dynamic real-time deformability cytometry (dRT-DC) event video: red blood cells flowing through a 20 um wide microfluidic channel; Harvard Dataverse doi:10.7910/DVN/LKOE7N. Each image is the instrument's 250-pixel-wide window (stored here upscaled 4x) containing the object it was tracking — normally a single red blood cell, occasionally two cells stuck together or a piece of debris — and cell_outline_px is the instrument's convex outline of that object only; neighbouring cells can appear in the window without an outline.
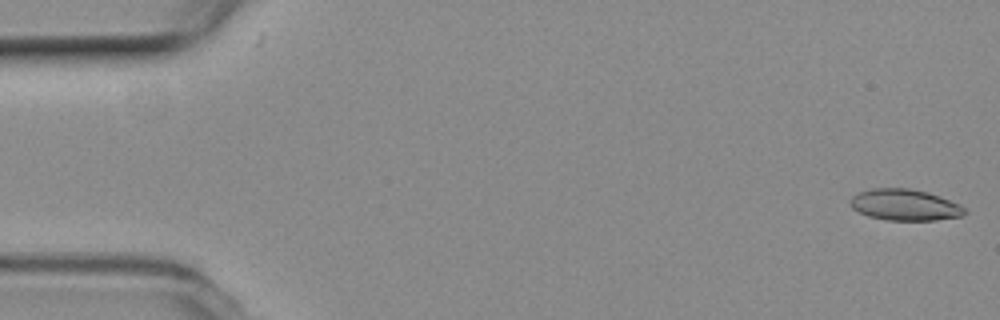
{"species": "common noctule bat (a hibernating species)", "species_latin": "Nyctalus noctula", "temperature_condition": "room temperature", "stored_images_in_passage": 2, "camera_frame_rate_fps": 3000, "um_per_image_px": 0.085, "animal": {"sex": "female", "body_mass_g": 19.3, "forearm_length_mm": 54.1}, "frame": {"image": 1, "passage_image": 2, "time_ms": 0.333, "image_size_px": [1000, 320], "cell_outline_px": [[968, 212], [960, 216], [936, 220], [888, 220], [868, 216], [852, 208], [852, 196], [860, 192], [872, 188], [908, 188], [928, 192], [960, 204]], "centroid_in_image_um": [76.93, 17.41], "position_along_channel_um": 8.1, "area_um2": 20.63}}